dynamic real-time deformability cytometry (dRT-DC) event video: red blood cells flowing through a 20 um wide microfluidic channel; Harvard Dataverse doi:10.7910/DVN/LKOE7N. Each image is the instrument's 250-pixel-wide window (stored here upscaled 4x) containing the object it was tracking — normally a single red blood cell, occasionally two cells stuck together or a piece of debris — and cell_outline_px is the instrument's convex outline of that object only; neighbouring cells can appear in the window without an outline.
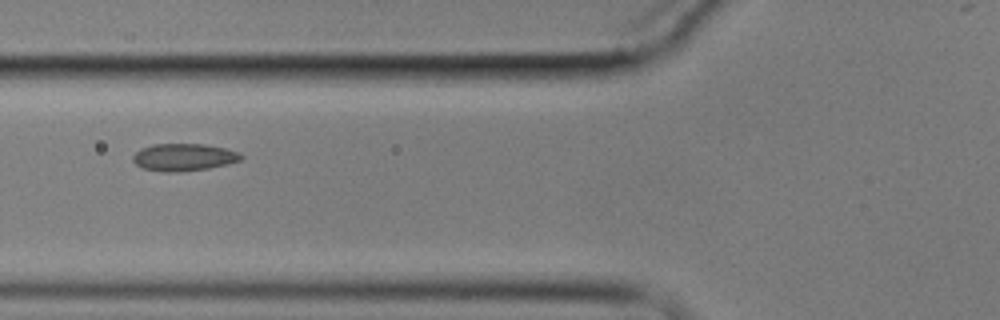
{"species": "common noctule bat (a hibernating species)", "species_latin": "Nyctalus noctula", "temperature_condition": "cold", "stored_images_in_passage": 3, "camera_frame_rate_fps": 3000, "um_per_image_px": 0.085, "animal": {"sex": "male", "body_mass_g": 17.9}, "frame": {"image": 1, "passage_image": 2, "time_ms": 1.333, "image_size_px": [1000, 320], "cell_outline_px": [[244, 156], [240, 160], [228, 164], [208, 168], [180, 172], [164, 172], [144, 168], [136, 164], [132, 160], [132, 156], [140, 148], [152, 144], [204, 144], [224, 148], [240, 152]], "centroid_in_image_um": [15.62, 13.36], "position_along_channel_um": 110.2, "area_um2": 17.28}}
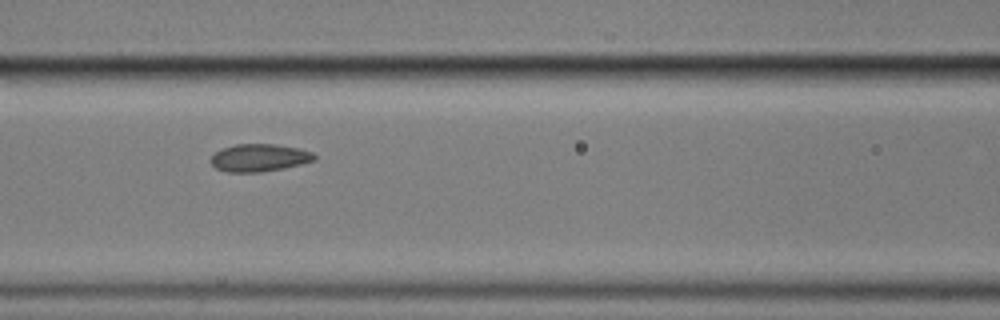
{"frame": {"image": 2, "passage_image": 3, "time_ms": 2.333, "image_size_px": [1000, 320], "cell_outline_px": [[316, 160], [284, 168], [260, 172], [228, 172], [216, 168], [208, 160], [216, 152], [224, 148], [236, 144], [272, 144], [300, 148], [312, 152], [316, 156]], "centroid_in_image_um": [22.05, 13.41], "position_along_channel_um": 144.6, "area_um2": 16.59}}